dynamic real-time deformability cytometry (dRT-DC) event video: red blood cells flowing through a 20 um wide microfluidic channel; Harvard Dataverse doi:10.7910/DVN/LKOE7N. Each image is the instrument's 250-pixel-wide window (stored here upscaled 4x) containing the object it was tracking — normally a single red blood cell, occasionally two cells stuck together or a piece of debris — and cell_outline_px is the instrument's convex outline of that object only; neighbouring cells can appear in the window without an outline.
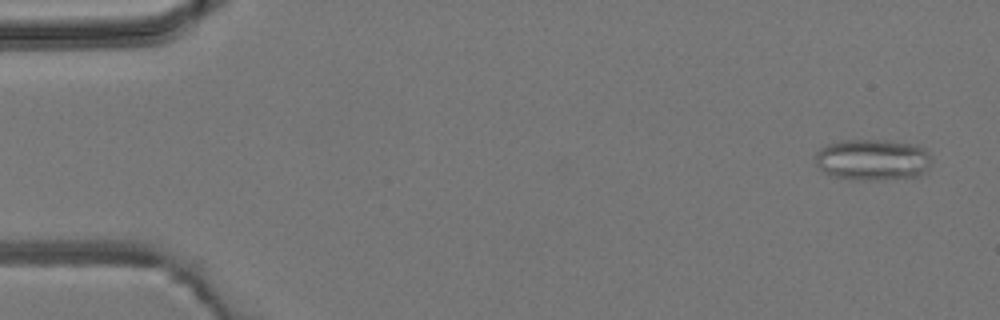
{"species": "common noctule bat (a hibernating species)", "species_latin": "Nyctalus noctula", "temperature_condition": "room temperature", "stored_images_in_passage": 4, "camera_frame_rate_fps": 3000, "um_per_image_px": 0.085, "animal": {"sex": "male", "body_mass_g": 19.2, "forearm_length_mm": 51.8}, "frame": {"image": 1, "passage_image": 1, "time_ms": 0.0, "image_size_px": [1000, 320], "cell_outline_px": [[932, 160], [928, 168], [924, 172], [916, 176], [876, 180], [856, 180], [832, 176], [824, 172], [816, 164], [816, 152], [820, 148], [828, 144], [840, 140], [884, 140], [916, 144], [924, 148], [932, 156]], "centroid_in_image_um": [74.18, 13.57], "position_along_channel_um": 10.8, "area_um2": 28.15}}